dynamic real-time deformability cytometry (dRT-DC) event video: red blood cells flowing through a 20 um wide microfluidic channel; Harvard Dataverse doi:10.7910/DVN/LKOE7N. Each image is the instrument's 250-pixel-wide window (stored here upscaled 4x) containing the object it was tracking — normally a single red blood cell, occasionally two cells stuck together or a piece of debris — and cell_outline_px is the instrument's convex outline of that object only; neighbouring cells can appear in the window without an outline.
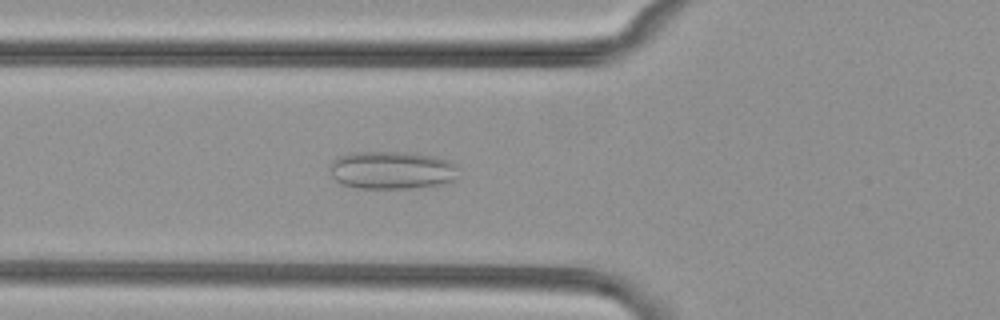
{"species": "common noctule bat (a hibernating species)", "species_latin": "Nyctalus noctula", "temperature_condition": "cold", "stored_images_in_passage": 50, "camera_frame_rate_fps": 3000, "um_per_image_px": 0.085, "animal": {"sex": "female", "body_mass_g": 29.2, "forearm_length_mm": 56.3}, "frame": {"image": 1, "passage_image": 16, "time_ms": 5.0, "image_size_px": [1000, 320], "cell_outline_px": [[456, 168], [452, 180], [440, 184], [408, 188], [360, 188], [340, 184], [332, 176], [332, 160], [336, 156], [348, 152], [416, 152], [436, 156], [448, 160], [456, 164]], "centroid_in_image_um": [33.26, 14.43], "position_along_channel_um": 92.5, "area_um2": 28.38}}
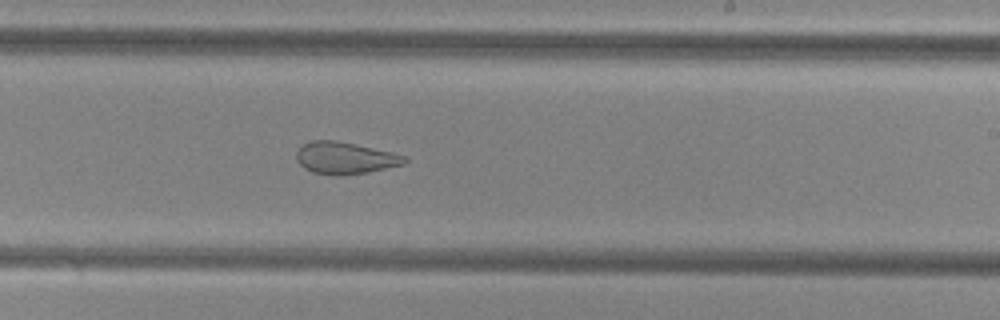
{"frame": {"image": 2, "passage_image": 29, "time_ms": 9.333, "image_size_px": [1000, 320], "cell_outline_px": [[408, 160], [404, 164], [368, 172], [340, 176], [332, 176], [312, 172], [304, 168], [296, 160], [296, 152], [304, 144], [312, 140], [336, 140], [392, 152], [404, 156]], "centroid_in_image_um": [29.3, 13.44], "position_along_channel_um": 259.7, "area_um2": 20.17}}
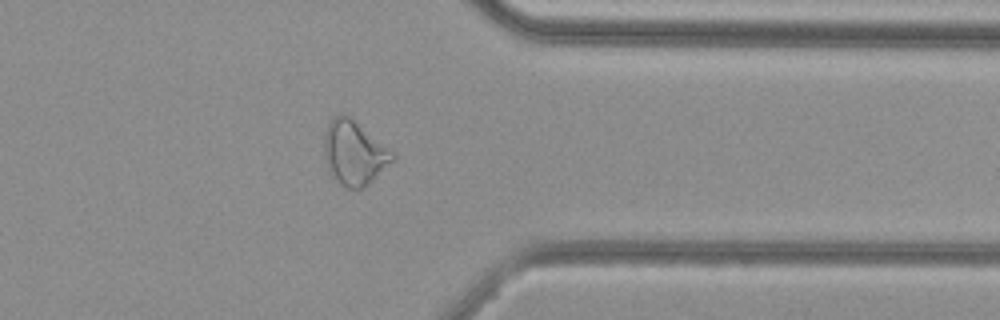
{"frame": {"image": 3, "passage_image": 39, "time_ms": 12.667, "image_size_px": [1000, 320], "cell_outline_px": [[396, 156], [368, 184], [360, 188], [344, 188], [328, 172], [324, 156], [324, 132], [328, 124], [336, 116], [344, 112], [396, 152]], "centroid_in_image_um": [30.09, 12.98], "position_along_channel_um": 381.3, "area_um2": 25.61}, "authors_computed_cell_mechanics": {"area_um2": 26.8481, "velocity_mm_per_s": 3.8512, "shape_relaxation_time_tau1_ms": null, "shape_relaxation_time_tau2_ms": 1.5236, "deformation_change_tau1": null, "deformation_change_tau2": 0.1016}}